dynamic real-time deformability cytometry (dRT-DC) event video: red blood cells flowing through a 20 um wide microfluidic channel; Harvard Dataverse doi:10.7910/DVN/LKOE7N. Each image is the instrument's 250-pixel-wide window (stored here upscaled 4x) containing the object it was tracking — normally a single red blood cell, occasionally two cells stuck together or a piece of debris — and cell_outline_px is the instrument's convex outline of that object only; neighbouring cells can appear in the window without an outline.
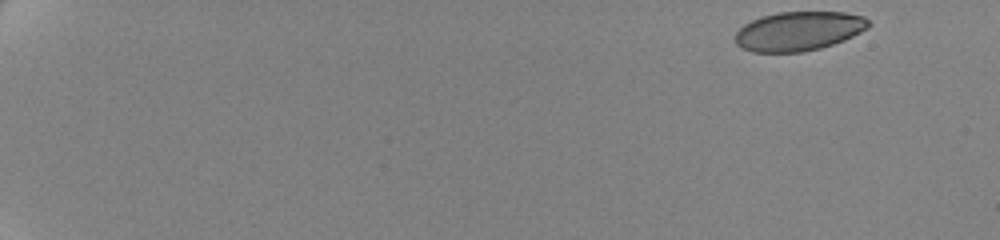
{"species": "human", "species_latin": "Homo sapiens", "temperature_condition": "cold", "stored_images_in_passage": 57, "camera_frame_rate_fps": 3000, "um_per_image_px": 0.085, "donor": {"sex": "female"}, "frame": {"image": 1, "passage_image": 1, "time_ms": 0.0, "image_size_px": [1000, 240], "cell_outline_px": [[868, 28], [844, 40], [820, 48], [804, 52], [752, 52], [736, 44], [736, 32], [744, 24], [752, 20], [764, 16], [780, 12], [844, 12], [864, 16], [868, 20]], "centroid_in_image_um": [67.89, 2.65], "position_along_channel_um": 17.1, "area_um2": 30.23}}
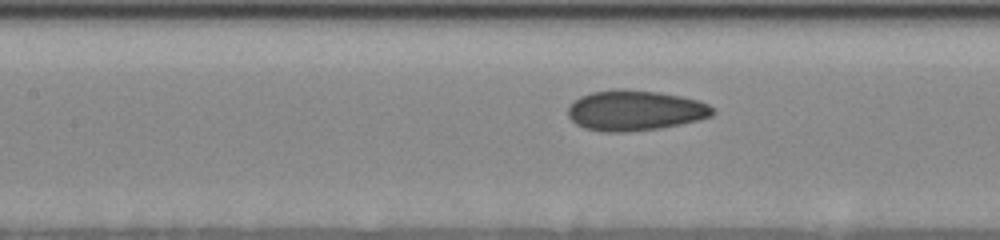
{"frame": {"image": 2, "passage_image": 28, "time_ms": 9.0, "image_size_px": [1000, 240], "cell_outline_px": [[716, 112], [712, 116], [680, 124], [660, 128], [624, 132], [604, 132], [584, 128], [576, 124], [568, 116], [568, 108], [580, 96], [592, 92], [616, 88], [624, 88], [660, 92], [700, 100], [708, 104]], "centroid_in_image_um": [53.98, 9.38], "position_along_channel_um": 153.4, "area_um2": 34.16}}
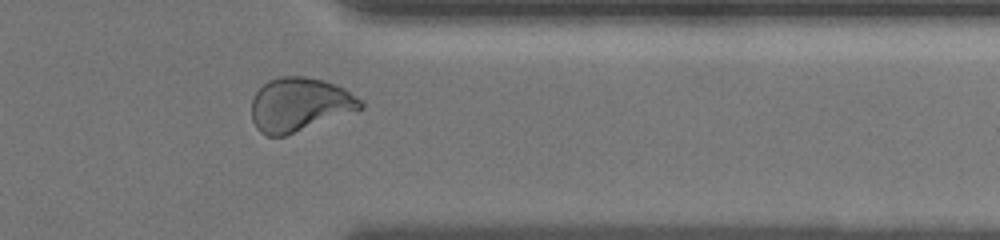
{"frame": {"image": 3, "passage_image": 48, "time_ms": 15.667, "image_size_px": [1000, 240], "cell_outline_px": [[364, 108], [284, 136], [268, 136], [260, 132], [256, 128], [252, 120], [252, 96], [268, 80], [280, 76], [304, 76], [324, 80], [344, 88], [360, 100], [364, 104]], "centroid_in_image_um": [25.43, 8.88], "position_along_channel_um": 386.0, "area_um2": 33.99}, "authors_computed_cell_mechanics": {"area_um2": 33.1772, "velocity_mm_per_s": 3.4957, "shape_relaxation_time_tau1_ms": 5.2909, "shape_relaxation_time_tau2_ms": 1.0619, "deformation_change_tau1": 0.1199, "deformation_change_tau2": 0.0539}}